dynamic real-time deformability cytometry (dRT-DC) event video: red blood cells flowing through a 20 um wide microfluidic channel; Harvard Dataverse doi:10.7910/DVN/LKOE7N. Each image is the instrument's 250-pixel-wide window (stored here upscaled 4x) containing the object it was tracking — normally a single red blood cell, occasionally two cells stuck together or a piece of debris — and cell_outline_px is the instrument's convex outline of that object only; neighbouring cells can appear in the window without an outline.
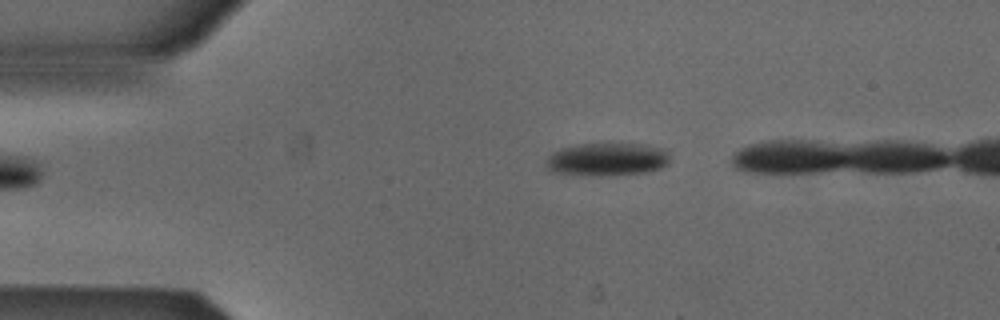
{"species": "Egyptian fruit bat (a non-hibernating species)", "species_latin": "Rousettus aegyptiacus", "temperature_condition": "cold", "stored_images_in_passage": 2, "camera_frame_rate_fps": 3000, "um_per_image_px": 0.085, "animal": {"sex": "male"}, "frame": {"image": 1, "passage_image": 2, "time_ms": 0.333, "image_size_px": [1000, 320], "cell_outline_px": [[668, 164], [660, 168], [648, 172], [612, 176], [576, 176], [552, 172], [544, 168], [544, 164], [548, 156], [552, 152], [560, 148], [584, 144], [644, 144], [664, 148], [668, 152]], "centroid_in_image_um": [51.55, 13.57], "position_along_channel_um": 33.5, "area_um2": 24.45}}